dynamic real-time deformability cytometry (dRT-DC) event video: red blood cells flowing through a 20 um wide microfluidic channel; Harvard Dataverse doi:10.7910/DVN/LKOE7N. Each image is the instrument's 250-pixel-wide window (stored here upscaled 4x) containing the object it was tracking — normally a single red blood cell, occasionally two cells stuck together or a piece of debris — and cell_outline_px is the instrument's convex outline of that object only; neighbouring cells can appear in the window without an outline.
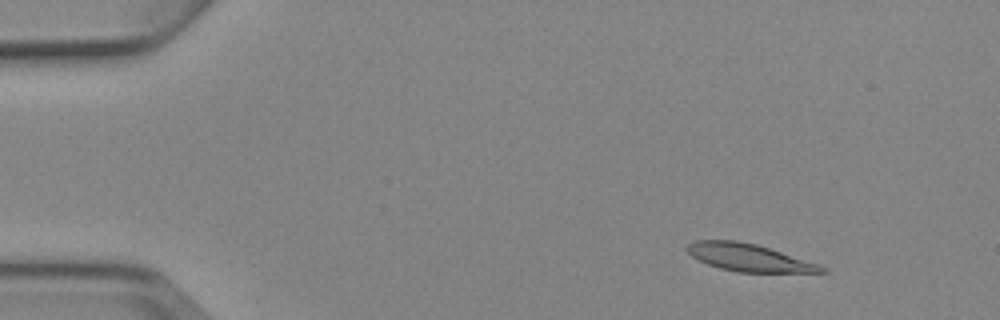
{"species": "Egyptian fruit bat (a non-hibernating species)", "species_latin": "Rousettus aegyptiacus", "temperature_condition": "cold", "stored_images_in_passage": 8, "camera_frame_rate_fps": 3000, "um_per_image_px": 0.085, "animal": {"sex": "female"}, "frame": {"image": 1, "passage_image": 2, "time_ms": 1.333, "image_size_px": [1000, 320], "cell_outline_px": [[828, 272], [740, 272], [720, 268], [708, 264], [692, 256], [684, 248], [688, 244], [696, 240], [736, 240], [756, 244], [820, 264], [828, 268]], "centroid_in_image_um": [63.67, 21.89], "position_along_channel_um": 21.3, "area_um2": 21.39}}
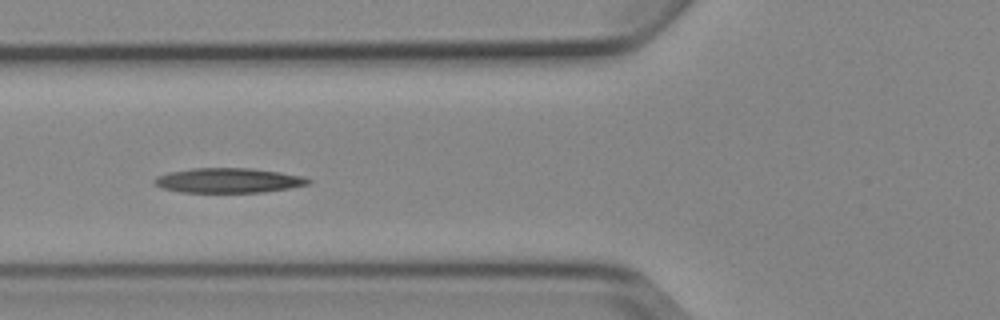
{"frame": {"image": 2, "passage_image": 6, "time_ms": 6.0, "image_size_px": [1000, 320], "cell_outline_px": [[312, 180], [308, 184], [288, 188], [264, 192], [180, 192], [164, 188], [152, 184], [152, 180], [156, 176], [168, 172], [192, 168], [252, 168], [280, 172], [304, 176]], "centroid_in_image_um": [19.38, 15.33], "position_along_channel_um": 106.4, "area_um2": 22.31}}
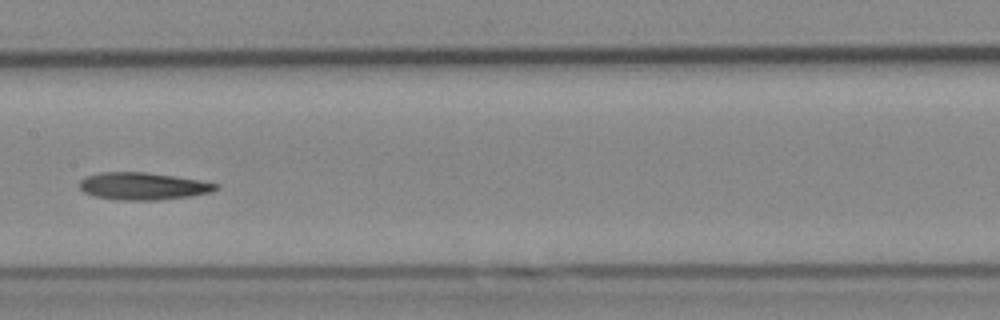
{"frame": {"image": 3, "passage_image": 8, "time_ms": 8.333, "image_size_px": [1000, 320], "cell_outline_px": [[220, 188], [212, 192], [192, 196], [160, 200], [116, 200], [92, 196], [84, 192], [80, 188], [80, 180], [84, 176], [100, 172], [148, 172], [200, 180], [220, 184]], "centroid_in_image_um": [12.17, 15.82], "position_along_channel_um": 195.2, "area_um2": 22.08}}